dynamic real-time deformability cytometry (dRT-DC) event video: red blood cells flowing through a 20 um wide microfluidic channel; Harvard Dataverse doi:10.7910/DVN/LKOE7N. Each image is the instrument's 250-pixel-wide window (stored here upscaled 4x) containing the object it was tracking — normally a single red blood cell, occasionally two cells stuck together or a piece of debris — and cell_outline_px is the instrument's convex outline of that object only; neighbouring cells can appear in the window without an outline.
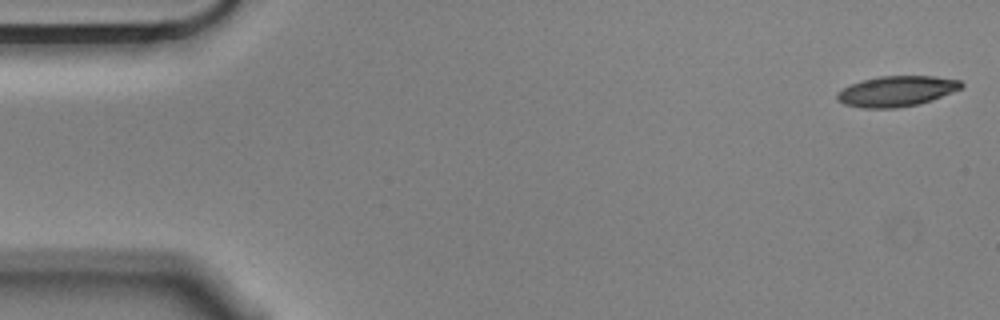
{"species": "Egyptian fruit bat (a non-hibernating species)", "species_latin": "Rousettus aegyptiacus", "temperature_condition": "cold", "stored_images_in_passage": 55, "camera_frame_rate_fps": 3000, "um_per_image_px": 0.085, "animal": {"sex": "male"}, "frame": {"image": 1, "passage_image": 1, "time_ms": 0.0, "image_size_px": [1000, 320], "cell_outline_px": [[964, 84], [960, 88], [952, 92], [932, 100], [920, 104], [896, 108], [864, 108], [844, 104], [836, 100], [836, 92], [852, 84], [864, 80], [880, 76], [936, 76], [960, 80]], "centroid_in_image_um": [76.21, 7.75], "position_along_channel_um": 8.8, "area_um2": 22.02}}
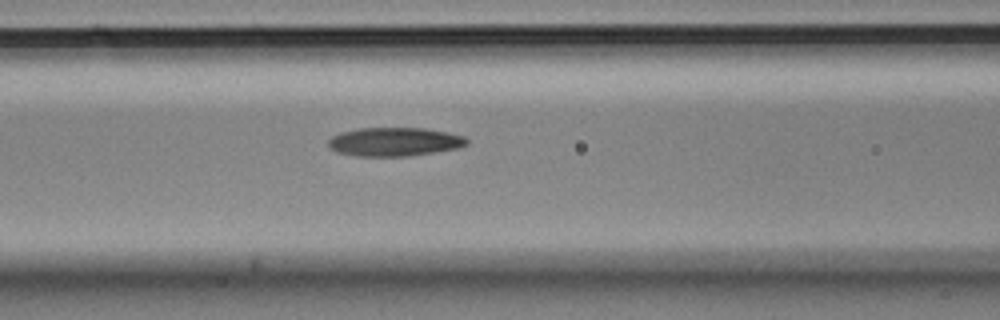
{"frame": {"image": 2, "passage_image": 22, "time_ms": 7.0, "image_size_px": [1000, 320], "cell_outline_px": [[468, 144], [460, 148], [408, 156], [356, 156], [336, 152], [328, 148], [328, 140], [332, 136], [340, 132], [360, 128], [424, 128], [448, 132], [464, 136], [468, 140]], "centroid_in_image_um": [33.52, 12.05], "position_along_channel_um": 133.1, "area_um2": 23.35}}
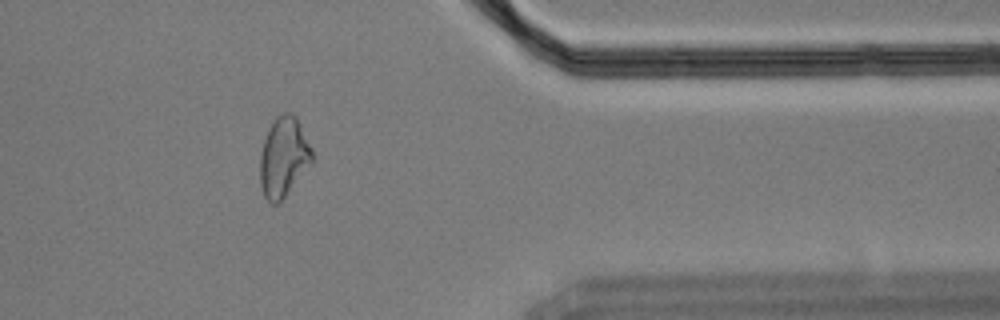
{"frame": {"image": 3, "passage_image": 45, "time_ms": 14.667, "image_size_px": [1000, 320], "cell_outline_px": [[312, 164], [284, 196], [276, 204], [272, 204], [264, 196], [260, 184], [260, 152], [264, 140], [272, 120], [276, 116], [284, 112], [292, 112], [296, 116], [312, 148]], "centroid_in_image_um": [24.1, 13.31], "position_along_channel_um": 387.3, "area_um2": 24.16}}